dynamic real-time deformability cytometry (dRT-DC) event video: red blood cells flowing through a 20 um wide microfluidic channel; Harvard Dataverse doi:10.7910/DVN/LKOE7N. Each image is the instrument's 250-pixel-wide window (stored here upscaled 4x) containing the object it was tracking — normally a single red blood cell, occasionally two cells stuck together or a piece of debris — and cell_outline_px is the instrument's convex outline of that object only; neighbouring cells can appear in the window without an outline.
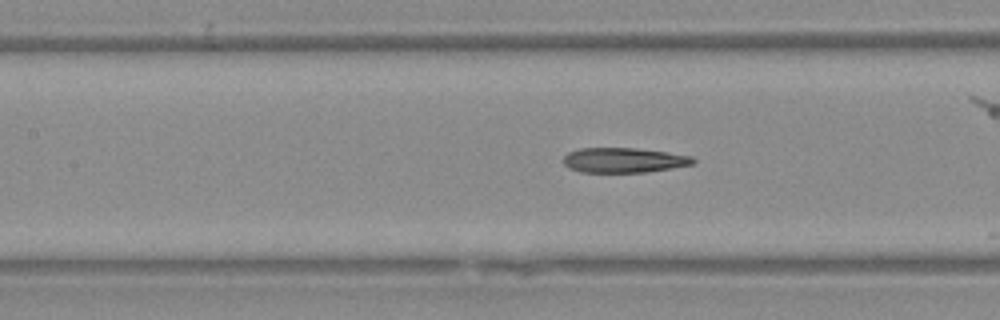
{"species": "Egyptian fruit bat (a non-hibernating species)", "species_latin": "Rousettus aegyptiacus", "temperature_condition": "warm", "stored_images_in_passage": 11, "camera_frame_rate_fps": 3000, "um_per_image_px": 0.085, "animal": {"sex": "female"}, "frame": {"image": 1, "passage_image": 9, "time_ms": 2.667, "image_size_px": [1000, 320], "cell_outline_px": [[696, 160], [692, 164], [672, 168], [644, 172], [580, 172], [568, 168], [564, 164], [564, 156], [568, 152], [580, 148], [636, 148], [668, 152], [692, 156]], "centroid_in_image_um": [53.01, 13.61], "position_along_channel_um": 154.4, "area_um2": 18.84}}